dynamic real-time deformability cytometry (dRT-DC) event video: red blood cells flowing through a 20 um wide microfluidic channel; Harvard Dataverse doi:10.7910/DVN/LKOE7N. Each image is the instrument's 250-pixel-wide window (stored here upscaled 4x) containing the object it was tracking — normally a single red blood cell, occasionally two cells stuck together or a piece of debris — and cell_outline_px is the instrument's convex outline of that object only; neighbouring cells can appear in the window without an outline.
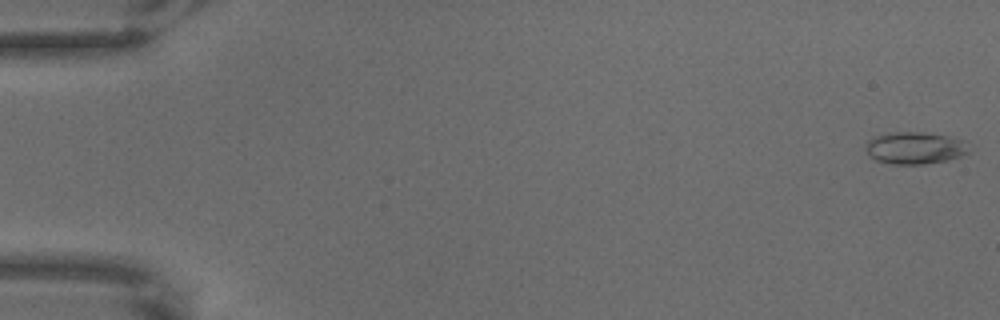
{"species": "common noctule bat (a hibernating species)", "species_latin": "Nyctalus noctula", "temperature_condition": "warm", "stored_images_in_passage": 65, "camera_frame_rate_fps": 3000, "um_per_image_px": 0.085, "animal": {"sex": "male", "body_mass_g": 18.8}, "frame": {"image": 1, "passage_image": 1, "time_ms": 0.0, "image_size_px": [1000, 320], "cell_outline_px": [[968, 152], [960, 156], [948, 160], [924, 164], [892, 164], [876, 160], [868, 152], [868, 140], [872, 136], [888, 132], [920, 132], [948, 136], [968, 140]], "centroid_in_image_um": [77.81, 12.56], "position_along_channel_um": 7.2, "area_um2": 19.31}}
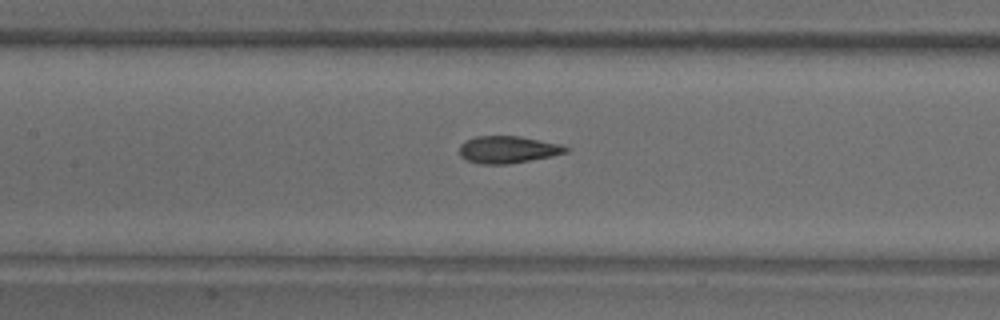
{"frame": {"image": 2, "passage_image": 31, "time_ms": 10.0, "image_size_px": [1000, 320], "cell_outline_px": [[568, 152], [552, 156], [508, 164], [480, 164], [468, 160], [460, 156], [460, 144], [464, 140], [476, 136], [520, 136], [560, 144], [568, 148]], "centroid_in_image_um": [43.14, 12.71], "position_along_channel_um": 164.3, "area_um2": 16.82}}
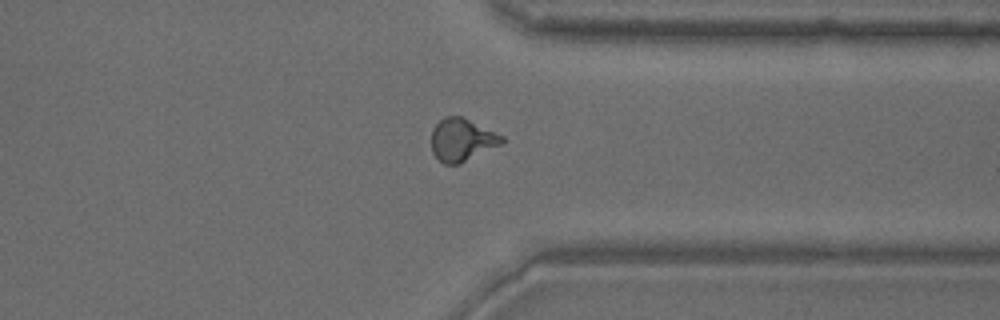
{"frame": {"image": 3, "passage_image": 51, "time_ms": 16.667, "image_size_px": [1000, 320], "cell_outline_px": [[504, 140], [500, 144], [460, 164], [444, 164], [432, 152], [432, 128], [444, 116], [460, 116], [504, 136]], "centroid_in_image_um": [39.24, 11.88], "position_along_channel_um": 372.2, "area_um2": 17.22}}